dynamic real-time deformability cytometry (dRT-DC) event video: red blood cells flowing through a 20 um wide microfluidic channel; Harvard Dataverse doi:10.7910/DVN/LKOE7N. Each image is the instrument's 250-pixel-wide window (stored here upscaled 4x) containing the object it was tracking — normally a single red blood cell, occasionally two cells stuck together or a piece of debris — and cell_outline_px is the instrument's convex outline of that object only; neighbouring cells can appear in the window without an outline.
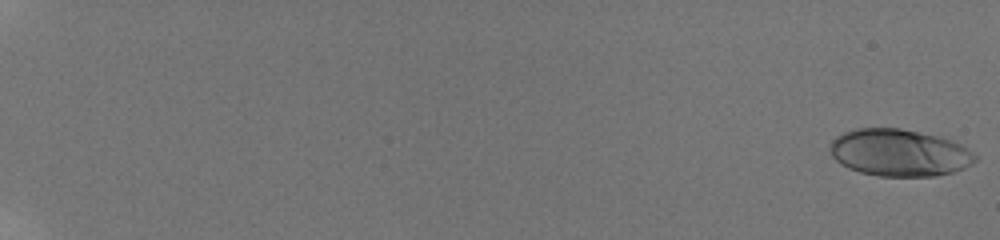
{"species": "human", "species_latin": "Homo sapiens", "temperature_condition": "room temperature", "stored_images_in_passage": 58, "camera_frame_rate_fps": 3000, "um_per_image_px": 0.085, "donor": {"sex": "male"}, "frame": {"image": 1, "passage_image": 1, "time_ms": 0.0, "image_size_px": [1000, 240], "cell_outline_px": [[976, 160], [972, 164], [964, 168], [952, 172], [936, 176], [880, 176], [860, 172], [848, 168], [840, 164], [832, 156], [828, 148], [832, 140], [836, 136], [844, 132], [856, 128], [900, 128], [936, 136], [960, 144], [968, 148], [976, 156]], "centroid_in_image_um": [76.4, 12.98], "position_along_channel_um": 8.6, "area_um2": 39.77}}
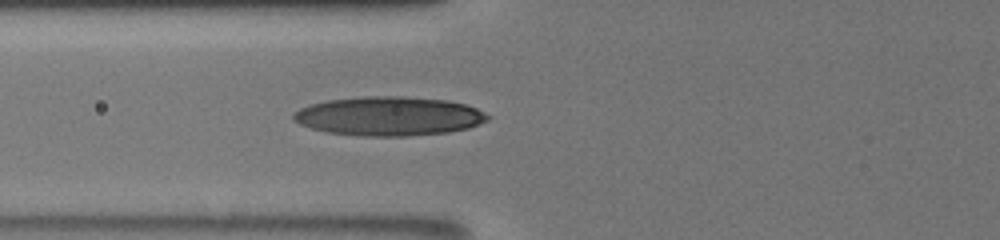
{"frame": {"image": 2, "passage_image": 27, "time_ms": 8.667, "image_size_px": [1000, 240], "cell_outline_px": [[492, 116], [488, 120], [468, 128], [448, 132], [408, 136], [364, 136], [328, 132], [312, 128], [300, 124], [292, 120], [292, 116], [300, 108], [312, 104], [328, 100], [364, 96], [404, 96], [448, 100], [464, 104], [476, 108]], "centroid_in_image_um": [33.08, 9.87], "position_along_channel_um": 92.7, "area_um2": 44.16}}
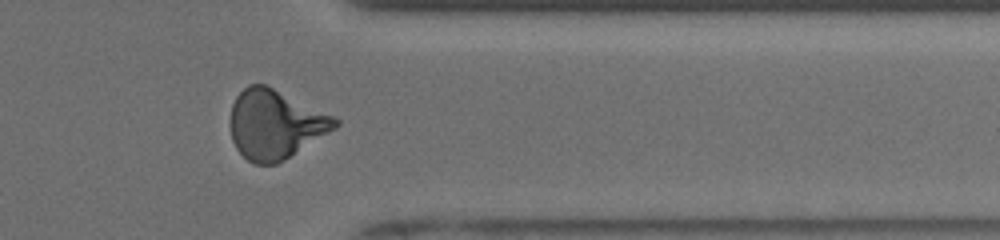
{"frame": {"image": 3, "passage_image": 50, "time_ms": 16.333, "image_size_px": [1000, 240], "cell_outline_px": [[340, 124], [336, 128], [284, 160], [276, 164], [252, 164], [236, 148], [232, 140], [232, 104], [236, 96], [248, 84], [264, 84], [332, 116], [340, 120]], "centroid_in_image_um": [23.38, 10.59], "position_along_channel_um": 388.0, "area_um2": 41.38}, "authors_computed_cell_mechanics": {"area_um2": 40.3444, "velocity_mm_per_s": 3.8826, "shape_relaxation_time_tau1_ms": 7.3565, "shape_relaxation_time_tau2_ms": 1.2305, "deformation_change_tau1": 0.2553, "deformation_change_tau2": 0.0857}}